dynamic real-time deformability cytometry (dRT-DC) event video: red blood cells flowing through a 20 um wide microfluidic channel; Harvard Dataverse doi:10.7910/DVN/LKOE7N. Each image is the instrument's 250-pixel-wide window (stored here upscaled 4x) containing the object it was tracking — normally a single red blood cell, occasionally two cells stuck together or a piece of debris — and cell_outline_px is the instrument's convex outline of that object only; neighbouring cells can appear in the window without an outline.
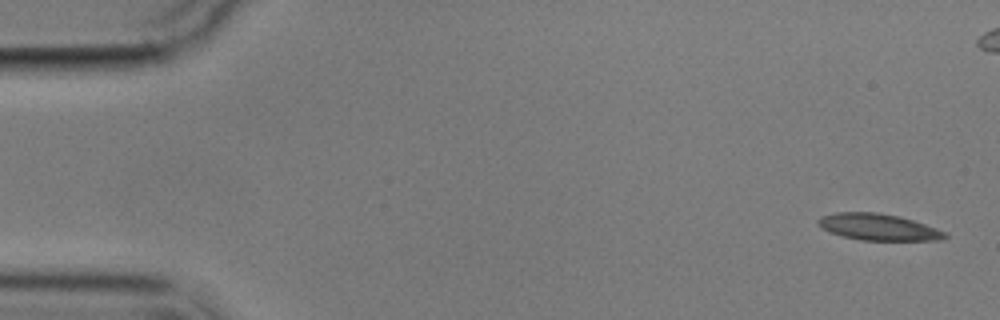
{"species": "common noctule bat (a hibernating species)", "species_latin": "Nyctalus noctula", "temperature_condition": "cold", "stored_images_in_passage": 6, "camera_frame_rate_fps": 3000, "um_per_image_px": 0.085, "animal": {"sex": "male", "body_mass_g": 17.9}, "frame": {"image": 1, "passage_image": 1, "time_ms": 0.0, "image_size_px": [1000, 320], "cell_outline_px": [[948, 236], [944, 240], [860, 240], [828, 232], [820, 228], [816, 224], [816, 220], [820, 216], [836, 212], [876, 212], [900, 216], [948, 232]], "centroid_in_image_um": [74.63, 19.29], "position_along_channel_um": 10.4, "area_um2": 19.83}}